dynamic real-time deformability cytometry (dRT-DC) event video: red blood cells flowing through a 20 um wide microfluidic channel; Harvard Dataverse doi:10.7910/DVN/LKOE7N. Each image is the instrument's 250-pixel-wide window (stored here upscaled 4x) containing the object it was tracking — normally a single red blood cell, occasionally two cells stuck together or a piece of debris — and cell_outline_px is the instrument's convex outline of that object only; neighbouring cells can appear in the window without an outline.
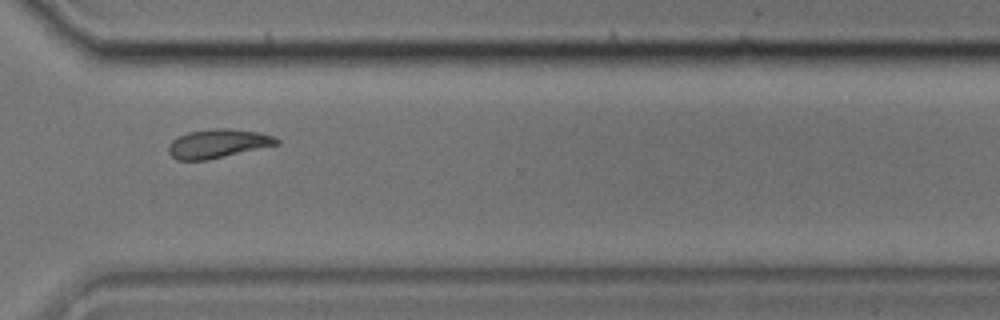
{"species": "common noctule bat (a hibernating species)", "species_latin": "Nyctalus noctula", "temperature_condition": "cold", "stored_images_in_passage": 12, "camera_frame_rate_fps": 3000, "um_per_image_px": 0.085, "animal": {"sex": "male", "body_mass_g": 17.9}, "frame": {"image": 1, "passage_image": 9, "time_ms": 2.667, "image_size_px": [1000, 320], "cell_outline_px": [[280, 144], [208, 160], [176, 160], [168, 152], [168, 144], [172, 140], [188, 132], [212, 128], [224, 128], [256, 132], [272, 136], [280, 140]], "centroid_in_image_um": [18.5, 12.21], "position_along_channel_um": 352.1, "area_um2": 18.09}}